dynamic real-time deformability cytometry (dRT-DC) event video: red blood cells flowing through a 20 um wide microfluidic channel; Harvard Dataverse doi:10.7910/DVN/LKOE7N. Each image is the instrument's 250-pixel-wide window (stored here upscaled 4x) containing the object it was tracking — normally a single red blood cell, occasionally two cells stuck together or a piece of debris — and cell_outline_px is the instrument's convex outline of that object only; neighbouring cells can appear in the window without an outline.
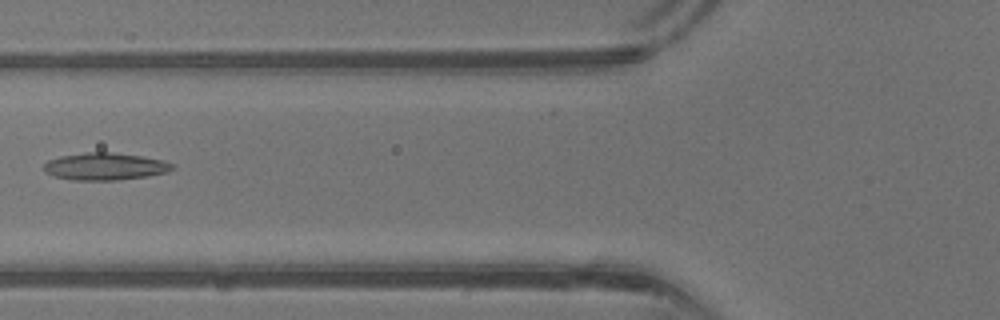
{"species": "common noctule bat (a hibernating species)", "species_latin": "Nyctalus noctula", "temperature_condition": "warm", "stored_images_in_passage": 28, "camera_frame_rate_fps": 3000, "um_per_image_px": 0.085, "animal": {"sex": "male", "body_mass_g": 13.3}, "frame": {"image": 1, "passage_image": 4, "time_ms": 1.0, "image_size_px": [1000, 320], "cell_outline_px": [[176, 168], [168, 172], [148, 176], [116, 180], [72, 180], [56, 176], [44, 172], [44, 164], [48, 160], [60, 156], [88, 152], [112, 152], [144, 156], [164, 160], [176, 164]], "centroid_in_image_um": [8.99, 14.14], "position_along_channel_um": 116.8, "area_um2": 20.63}}
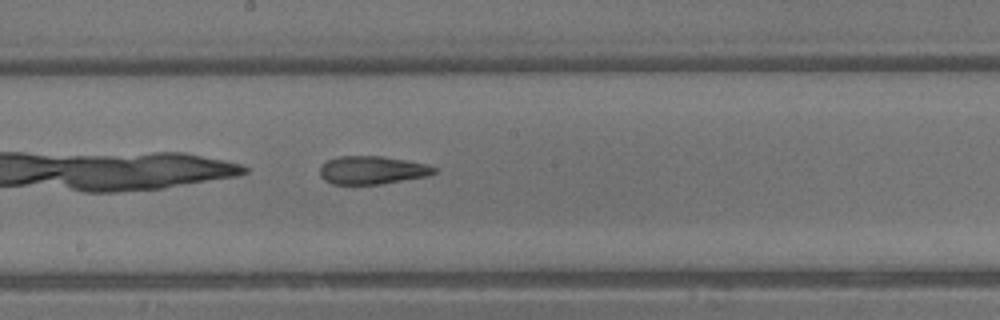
{"frame": {"image": 2, "passage_image": 10, "time_ms": 3.0, "image_size_px": [1000, 320], "cell_outline_px": [[436, 172], [428, 176], [380, 184], [332, 184], [324, 180], [320, 176], [320, 164], [328, 160], [340, 156], [380, 156], [404, 160], [424, 164], [436, 168]], "centroid_in_image_um": [31.58, 14.47], "position_along_channel_um": 216.6, "area_um2": 18.61}}
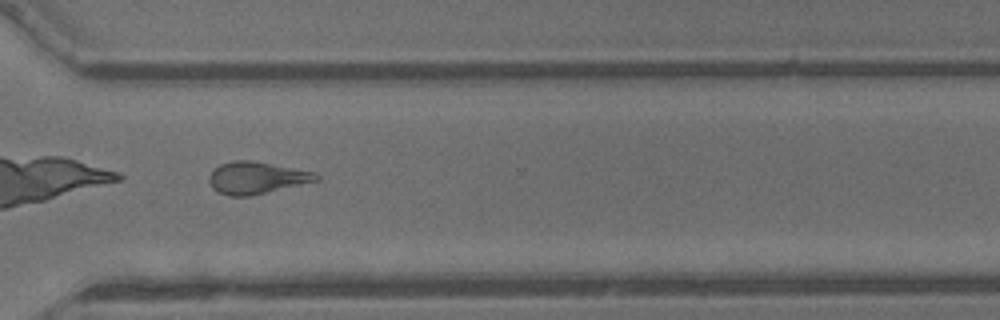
{"frame": {"image": 3, "passage_image": 18, "time_ms": 5.667, "image_size_px": [1000, 320], "cell_outline_px": [[320, 180], [268, 192], [248, 196], [228, 196], [216, 192], [212, 188], [208, 180], [208, 176], [220, 164], [232, 160], [248, 160], [312, 172], [320, 176]], "centroid_in_image_um": [21.75, 15.13], "position_along_channel_um": 348.9, "area_um2": 19.77}, "authors_computed_cell_mechanics": {"area_um2": 19.7387, "velocity_mm_per_s": 4.9808, "shape_relaxation_time_tau1_ms": null, "shape_relaxation_time_tau2_ms": 2.8198, "deformation_change_tau1": null, "deformation_change_tau2": 0.1408}}